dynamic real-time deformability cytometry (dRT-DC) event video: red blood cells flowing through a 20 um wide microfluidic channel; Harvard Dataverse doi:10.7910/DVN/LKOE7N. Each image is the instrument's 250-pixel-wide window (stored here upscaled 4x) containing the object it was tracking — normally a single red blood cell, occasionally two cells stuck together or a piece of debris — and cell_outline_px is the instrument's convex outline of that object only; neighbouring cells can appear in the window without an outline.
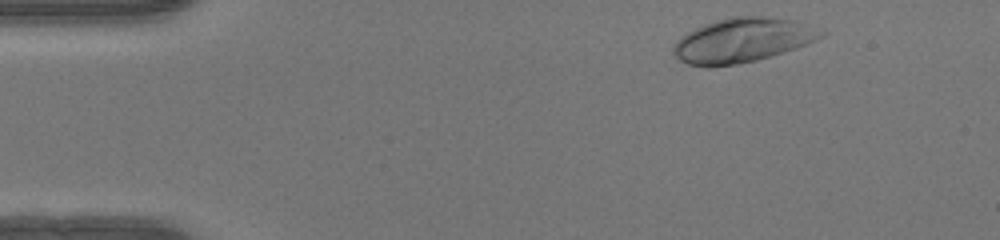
{"species": "human", "species_latin": "Homo sapiens", "temperature_condition": "warm", "stored_images_in_passage": 45, "camera_frame_rate_fps": 3000, "um_per_image_px": 0.085, "donor": {"sex": "female"}, "frame": {"image": 1, "passage_image": 2, "time_ms": 0.333, "image_size_px": [1000, 240], "cell_outline_px": [[828, 32], [824, 36], [816, 40], [796, 48], [756, 60], [736, 64], [688, 64], [680, 60], [672, 52], [672, 48], [676, 40], [680, 36], [704, 24], [716, 20], [732, 16], [764, 16], [792, 20]], "centroid_in_image_um": [63.12, 3.39], "position_along_channel_um": 21.9, "area_um2": 37.45}}
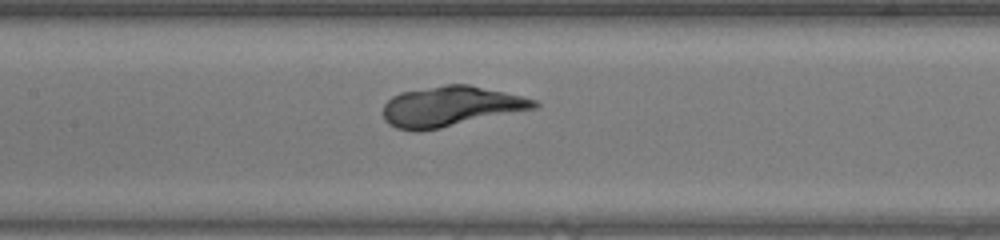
{"frame": {"image": 2, "passage_image": 19, "time_ms": 6.0, "image_size_px": [1000, 240], "cell_outline_px": [[540, 104], [536, 108], [440, 128], [420, 132], [416, 132], [396, 128], [388, 124], [384, 120], [384, 104], [392, 96], [400, 92], [444, 84], [468, 84], [504, 92], [536, 100]], "centroid_in_image_um": [38.26, 9.05], "position_along_channel_um": 169.1, "area_um2": 35.32}}
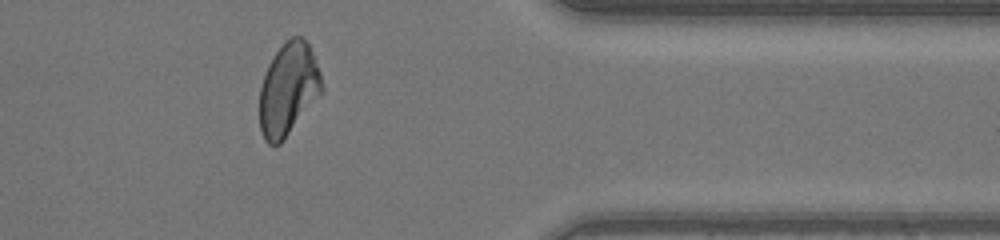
{"frame": {"image": 3, "passage_image": 36, "time_ms": 11.667, "image_size_px": [1000, 240], "cell_outline_px": [[324, 92], [284, 140], [280, 144], [268, 144], [264, 140], [260, 128], [260, 88], [268, 64], [276, 52], [292, 36], [300, 36], [308, 44], [316, 56], [324, 88]], "centroid_in_image_um": [24.54, 7.61], "position_along_channel_um": 386.9, "area_um2": 33.81}, "authors_computed_cell_mechanics": {"area_um2": 34.6222, "velocity_mm_per_s": 4.1577, "shape_relaxation_time_tau1_ms": 2.8363, "shape_relaxation_time_tau2_ms": null, "deformation_change_tau1": 0.1874, "deformation_change_tau2": null}}